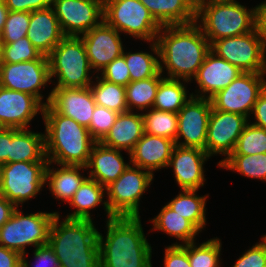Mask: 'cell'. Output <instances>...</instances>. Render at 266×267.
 <instances>
[{
	"label": "cell",
	"instance_id": "f546056e",
	"mask_svg": "<svg viewBox=\"0 0 266 267\" xmlns=\"http://www.w3.org/2000/svg\"><path fill=\"white\" fill-rule=\"evenodd\" d=\"M152 229L150 228L148 235L152 231H161L165 235L175 238L176 241L171 245H185L196 241L200 231L186 218L171 209L167 204L162 206L160 212L151 218ZM181 241V242H180Z\"/></svg>",
	"mask_w": 266,
	"mask_h": 267
},
{
	"label": "cell",
	"instance_id": "9c48e42d",
	"mask_svg": "<svg viewBox=\"0 0 266 267\" xmlns=\"http://www.w3.org/2000/svg\"><path fill=\"white\" fill-rule=\"evenodd\" d=\"M47 164L20 161L0 165V195L17 208H24V203L36 198L45 187Z\"/></svg>",
	"mask_w": 266,
	"mask_h": 267
},
{
	"label": "cell",
	"instance_id": "60d3db41",
	"mask_svg": "<svg viewBox=\"0 0 266 267\" xmlns=\"http://www.w3.org/2000/svg\"><path fill=\"white\" fill-rule=\"evenodd\" d=\"M30 22V12L9 11L1 41L3 44H9L27 36Z\"/></svg>",
	"mask_w": 266,
	"mask_h": 267
},
{
	"label": "cell",
	"instance_id": "3957f363",
	"mask_svg": "<svg viewBox=\"0 0 266 267\" xmlns=\"http://www.w3.org/2000/svg\"><path fill=\"white\" fill-rule=\"evenodd\" d=\"M42 121L48 162L86 167L96 143L89 130L56 112L49 104L43 108Z\"/></svg>",
	"mask_w": 266,
	"mask_h": 267
},
{
	"label": "cell",
	"instance_id": "d6a6232c",
	"mask_svg": "<svg viewBox=\"0 0 266 267\" xmlns=\"http://www.w3.org/2000/svg\"><path fill=\"white\" fill-rule=\"evenodd\" d=\"M190 82L185 80L164 78L158 86L153 109L178 113L192 97L187 89Z\"/></svg>",
	"mask_w": 266,
	"mask_h": 267
},
{
	"label": "cell",
	"instance_id": "277c9868",
	"mask_svg": "<svg viewBox=\"0 0 266 267\" xmlns=\"http://www.w3.org/2000/svg\"><path fill=\"white\" fill-rule=\"evenodd\" d=\"M61 217L55 215L48 239L60 267H100L95 221Z\"/></svg>",
	"mask_w": 266,
	"mask_h": 267
},
{
	"label": "cell",
	"instance_id": "d4e9b609",
	"mask_svg": "<svg viewBox=\"0 0 266 267\" xmlns=\"http://www.w3.org/2000/svg\"><path fill=\"white\" fill-rule=\"evenodd\" d=\"M84 171H87L84 166L59 165L48 162L45 186L54 199L68 204L82 183L89 177L85 176Z\"/></svg>",
	"mask_w": 266,
	"mask_h": 267
},
{
	"label": "cell",
	"instance_id": "83f0119b",
	"mask_svg": "<svg viewBox=\"0 0 266 267\" xmlns=\"http://www.w3.org/2000/svg\"><path fill=\"white\" fill-rule=\"evenodd\" d=\"M162 26L189 25L196 21L194 0H139Z\"/></svg>",
	"mask_w": 266,
	"mask_h": 267
},
{
	"label": "cell",
	"instance_id": "8fae6325",
	"mask_svg": "<svg viewBox=\"0 0 266 267\" xmlns=\"http://www.w3.org/2000/svg\"><path fill=\"white\" fill-rule=\"evenodd\" d=\"M50 84L49 61L45 55L32 61L0 65L1 87L30 94L43 106L49 104L51 99V90L47 97L42 94ZM44 97L46 99H43Z\"/></svg>",
	"mask_w": 266,
	"mask_h": 267
},
{
	"label": "cell",
	"instance_id": "2e32d148",
	"mask_svg": "<svg viewBox=\"0 0 266 267\" xmlns=\"http://www.w3.org/2000/svg\"><path fill=\"white\" fill-rule=\"evenodd\" d=\"M211 110L210 99L192 96L177 113L175 145L205 150Z\"/></svg>",
	"mask_w": 266,
	"mask_h": 267
},
{
	"label": "cell",
	"instance_id": "b9f144b4",
	"mask_svg": "<svg viewBox=\"0 0 266 267\" xmlns=\"http://www.w3.org/2000/svg\"><path fill=\"white\" fill-rule=\"evenodd\" d=\"M119 113L96 105L88 130L96 142H101L115 123Z\"/></svg>",
	"mask_w": 266,
	"mask_h": 267
},
{
	"label": "cell",
	"instance_id": "db71d44e",
	"mask_svg": "<svg viewBox=\"0 0 266 267\" xmlns=\"http://www.w3.org/2000/svg\"><path fill=\"white\" fill-rule=\"evenodd\" d=\"M9 14V10L3 0H0V37Z\"/></svg>",
	"mask_w": 266,
	"mask_h": 267
},
{
	"label": "cell",
	"instance_id": "9a60e30c",
	"mask_svg": "<svg viewBox=\"0 0 266 267\" xmlns=\"http://www.w3.org/2000/svg\"><path fill=\"white\" fill-rule=\"evenodd\" d=\"M65 36L79 37L103 21V0H52Z\"/></svg>",
	"mask_w": 266,
	"mask_h": 267
},
{
	"label": "cell",
	"instance_id": "f1b7e54d",
	"mask_svg": "<svg viewBox=\"0 0 266 267\" xmlns=\"http://www.w3.org/2000/svg\"><path fill=\"white\" fill-rule=\"evenodd\" d=\"M48 161L45 153V133L11 128L8 163Z\"/></svg>",
	"mask_w": 266,
	"mask_h": 267
},
{
	"label": "cell",
	"instance_id": "484cf974",
	"mask_svg": "<svg viewBox=\"0 0 266 267\" xmlns=\"http://www.w3.org/2000/svg\"><path fill=\"white\" fill-rule=\"evenodd\" d=\"M144 134V119L141 112L127 111L119 113L115 123L101 143L107 147L129 152Z\"/></svg>",
	"mask_w": 266,
	"mask_h": 267
},
{
	"label": "cell",
	"instance_id": "7402d4cb",
	"mask_svg": "<svg viewBox=\"0 0 266 267\" xmlns=\"http://www.w3.org/2000/svg\"><path fill=\"white\" fill-rule=\"evenodd\" d=\"M175 141L144 133L129 152L130 163L151 172L167 169Z\"/></svg>",
	"mask_w": 266,
	"mask_h": 267
},
{
	"label": "cell",
	"instance_id": "836d02e7",
	"mask_svg": "<svg viewBox=\"0 0 266 267\" xmlns=\"http://www.w3.org/2000/svg\"><path fill=\"white\" fill-rule=\"evenodd\" d=\"M159 72L156 76L130 82L126 87V105L128 111L144 112L153 107L159 83L164 79Z\"/></svg>",
	"mask_w": 266,
	"mask_h": 267
},
{
	"label": "cell",
	"instance_id": "8992f818",
	"mask_svg": "<svg viewBox=\"0 0 266 267\" xmlns=\"http://www.w3.org/2000/svg\"><path fill=\"white\" fill-rule=\"evenodd\" d=\"M47 57L54 87L85 88L93 83L96 73L80 37L65 36Z\"/></svg>",
	"mask_w": 266,
	"mask_h": 267
},
{
	"label": "cell",
	"instance_id": "ab89813d",
	"mask_svg": "<svg viewBox=\"0 0 266 267\" xmlns=\"http://www.w3.org/2000/svg\"><path fill=\"white\" fill-rule=\"evenodd\" d=\"M42 56L27 38L18 39L15 42L4 44L2 63H19L39 59Z\"/></svg>",
	"mask_w": 266,
	"mask_h": 267
},
{
	"label": "cell",
	"instance_id": "681fc988",
	"mask_svg": "<svg viewBox=\"0 0 266 267\" xmlns=\"http://www.w3.org/2000/svg\"><path fill=\"white\" fill-rule=\"evenodd\" d=\"M255 28L266 49V0L256 5Z\"/></svg>",
	"mask_w": 266,
	"mask_h": 267
},
{
	"label": "cell",
	"instance_id": "bcb514c9",
	"mask_svg": "<svg viewBox=\"0 0 266 267\" xmlns=\"http://www.w3.org/2000/svg\"><path fill=\"white\" fill-rule=\"evenodd\" d=\"M164 249V267H191L188 253L181 245H168Z\"/></svg>",
	"mask_w": 266,
	"mask_h": 267
},
{
	"label": "cell",
	"instance_id": "f5cc1de1",
	"mask_svg": "<svg viewBox=\"0 0 266 267\" xmlns=\"http://www.w3.org/2000/svg\"><path fill=\"white\" fill-rule=\"evenodd\" d=\"M16 209L12 202L0 195V227L9 220Z\"/></svg>",
	"mask_w": 266,
	"mask_h": 267
},
{
	"label": "cell",
	"instance_id": "f6af8a7d",
	"mask_svg": "<svg viewBox=\"0 0 266 267\" xmlns=\"http://www.w3.org/2000/svg\"><path fill=\"white\" fill-rule=\"evenodd\" d=\"M260 240L245 250L231 267H266V244Z\"/></svg>",
	"mask_w": 266,
	"mask_h": 267
},
{
	"label": "cell",
	"instance_id": "7a4b0ae2",
	"mask_svg": "<svg viewBox=\"0 0 266 267\" xmlns=\"http://www.w3.org/2000/svg\"><path fill=\"white\" fill-rule=\"evenodd\" d=\"M105 223L106 235L98 233L100 267L153 266L152 247L141 216H115Z\"/></svg>",
	"mask_w": 266,
	"mask_h": 267
},
{
	"label": "cell",
	"instance_id": "4316f807",
	"mask_svg": "<svg viewBox=\"0 0 266 267\" xmlns=\"http://www.w3.org/2000/svg\"><path fill=\"white\" fill-rule=\"evenodd\" d=\"M106 197V187L88 177L68 203L73 208L71 210L73 212L68 213L64 218L94 221L91 210H96L102 205L105 215H107L106 220L111 219L115 216L109 210Z\"/></svg>",
	"mask_w": 266,
	"mask_h": 267
},
{
	"label": "cell",
	"instance_id": "ffe728a7",
	"mask_svg": "<svg viewBox=\"0 0 266 267\" xmlns=\"http://www.w3.org/2000/svg\"><path fill=\"white\" fill-rule=\"evenodd\" d=\"M44 106L32 95L0 86V120L7 128H29Z\"/></svg>",
	"mask_w": 266,
	"mask_h": 267
},
{
	"label": "cell",
	"instance_id": "cb8c5ba5",
	"mask_svg": "<svg viewBox=\"0 0 266 267\" xmlns=\"http://www.w3.org/2000/svg\"><path fill=\"white\" fill-rule=\"evenodd\" d=\"M64 37L52 7L30 12L27 38L42 55L48 56Z\"/></svg>",
	"mask_w": 266,
	"mask_h": 267
},
{
	"label": "cell",
	"instance_id": "e0dca14e",
	"mask_svg": "<svg viewBox=\"0 0 266 267\" xmlns=\"http://www.w3.org/2000/svg\"><path fill=\"white\" fill-rule=\"evenodd\" d=\"M121 36V33L104 21L79 36L84 43L90 67L96 74L123 54L126 47Z\"/></svg>",
	"mask_w": 266,
	"mask_h": 267
},
{
	"label": "cell",
	"instance_id": "f907efd6",
	"mask_svg": "<svg viewBox=\"0 0 266 267\" xmlns=\"http://www.w3.org/2000/svg\"><path fill=\"white\" fill-rule=\"evenodd\" d=\"M0 267H21V255L0 245Z\"/></svg>",
	"mask_w": 266,
	"mask_h": 267
},
{
	"label": "cell",
	"instance_id": "ee69618b",
	"mask_svg": "<svg viewBox=\"0 0 266 267\" xmlns=\"http://www.w3.org/2000/svg\"><path fill=\"white\" fill-rule=\"evenodd\" d=\"M31 252L33 253L34 263L29 262L28 255L30 254L26 252L21 255V267H60L58 258L49 244L38 246Z\"/></svg>",
	"mask_w": 266,
	"mask_h": 267
},
{
	"label": "cell",
	"instance_id": "d6986e66",
	"mask_svg": "<svg viewBox=\"0 0 266 267\" xmlns=\"http://www.w3.org/2000/svg\"><path fill=\"white\" fill-rule=\"evenodd\" d=\"M238 67L218 57L211 50L205 56L203 64L192 79L197 87L192 96L210 99L217 92L226 88L235 78L242 74ZM198 88V89H197Z\"/></svg>",
	"mask_w": 266,
	"mask_h": 267
},
{
	"label": "cell",
	"instance_id": "4dcf8cb0",
	"mask_svg": "<svg viewBox=\"0 0 266 267\" xmlns=\"http://www.w3.org/2000/svg\"><path fill=\"white\" fill-rule=\"evenodd\" d=\"M198 190H181L166 204L182 217L188 219L201 233L207 225L206 203L209 194L199 195Z\"/></svg>",
	"mask_w": 266,
	"mask_h": 267
},
{
	"label": "cell",
	"instance_id": "e575fe53",
	"mask_svg": "<svg viewBox=\"0 0 266 267\" xmlns=\"http://www.w3.org/2000/svg\"><path fill=\"white\" fill-rule=\"evenodd\" d=\"M90 85L96 105L103 106L117 113L128 111L126 105V89L124 86L107 82L96 74Z\"/></svg>",
	"mask_w": 266,
	"mask_h": 267
},
{
	"label": "cell",
	"instance_id": "f35d334b",
	"mask_svg": "<svg viewBox=\"0 0 266 267\" xmlns=\"http://www.w3.org/2000/svg\"><path fill=\"white\" fill-rule=\"evenodd\" d=\"M266 153V130L248 123L238 138L231 155Z\"/></svg>",
	"mask_w": 266,
	"mask_h": 267
},
{
	"label": "cell",
	"instance_id": "5bb4252c",
	"mask_svg": "<svg viewBox=\"0 0 266 267\" xmlns=\"http://www.w3.org/2000/svg\"><path fill=\"white\" fill-rule=\"evenodd\" d=\"M249 123L243 115L231 112L211 110L207 129L205 151L210 157L224 156L217 166L234 151L238 138Z\"/></svg>",
	"mask_w": 266,
	"mask_h": 267
},
{
	"label": "cell",
	"instance_id": "7dc6e473",
	"mask_svg": "<svg viewBox=\"0 0 266 267\" xmlns=\"http://www.w3.org/2000/svg\"><path fill=\"white\" fill-rule=\"evenodd\" d=\"M9 11L32 12L51 7L52 0H3Z\"/></svg>",
	"mask_w": 266,
	"mask_h": 267
},
{
	"label": "cell",
	"instance_id": "7c38bea8",
	"mask_svg": "<svg viewBox=\"0 0 266 267\" xmlns=\"http://www.w3.org/2000/svg\"><path fill=\"white\" fill-rule=\"evenodd\" d=\"M210 50L243 72L266 73V49L256 28L244 35L216 40Z\"/></svg>",
	"mask_w": 266,
	"mask_h": 267
},
{
	"label": "cell",
	"instance_id": "74e56055",
	"mask_svg": "<svg viewBox=\"0 0 266 267\" xmlns=\"http://www.w3.org/2000/svg\"><path fill=\"white\" fill-rule=\"evenodd\" d=\"M144 119V133L170 138L176 141L178 133L177 113L149 109L142 112Z\"/></svg>",
	"mask_w": 266,
	"mask_h": 267
},
{
	"label": "cell",
	"instance_id": "ba28073f",
	"mask_svg": "<svg viewBox=\"0 0 266 267\" xmlns=\"http://www.w3.org/2000/svg\"><path fill=\"white\" fill-rule=\"evenodd\" d=\"M103 21L130 38L155 41L161 26L139 0H103Z\"/></svg>",
	"mask_w": 266,
	"mask_h": 267
},
{
	"label": "cell",
	"instance_id": "1f68e13d",
	"mask_svg": "<svg viewBox=\"0 0 266 267\" xmlns=\"http://www.w3.org/2000/svg\"><path fill=\"white\" fill-rule=\"evenodd\" d=\"M150 43L151 51L133 52L127 48L123 51V56L130 73V81L144 80L156 76L160 72L159 48L156 40Z\"/></svg>",
	"mask_w": 266,
	"mask_h": 267
},
{
	"label": "cell",
	"instance_id": "30bf717a",
	"mask_svg": "<svg viewBox=\"0 0 266 267\" xmlns=\"http://www.w3.org/2000/svg\"><path fill=\"white\" fill-rule=\"evenodd\" d=\"M154 176L151 172L130 164L106 187L110 212L114 216L139 217L141 198L153 184Z\"/></svg>",
	"mask_w": 266,
	"mask_h": 267
},
{
	"label": "cell",
	"instance_id": "11a10c76",
	"mask_svg": "<svg viewBox=\"0 0 266 267\" xmlns=\"http://www.w3.org/2000/svg\"><path fill=\"white\" fill-rule=\"evenodd\" d=\"M213 1H230V0H194L196 7L202 3H208Z\"/></svg>",
	"mask_w": 266,
	"mask_h": 267
},
{
	"label": "cell",
	"instance_id": "4fadbf2b",
	"mask_svg": "<svg viewBox=\"0 0 266 267\" xmlns=\"http://www.w3.org/2000/svg\"><path fill=\"white\" fill-rule=\"evenodd\" d=\"M265 76L266 73L243 72L210 98L212 108L249 118L260 93L266 87Z\"/></svg>",
	"mask_w": 266,
	"mask_h": 267
},
{
	"label": "cell",
	"instance_id": "816d5d0a",
	"mask_svg": "<svg viewBox=\"0 0 266 267\" xmlns=\"http://www.w3.org/2000/svg\"><path fill=\"white\" fill-rule=\"evenodd\" d=\"M11 128L5 129L0 133V165L8 163L10 154Z\"/></svg>",
	"mask_w": 266,
	"mask_h": 267
},
{
	"label": "cell",
	"instance_id": "c3c4849f",
	"mask_svg": "<svg viewBox=\"0 0 266 267\" xmlns=\"http://www.w3.org/2000/svg\"><path fill=\"white\" fill-rule=\"evenodd\" d=\"M248 119L249 123L266 130V87L260 93Z\"/></svg>",
	"mask_w": 266,
	"mask_h": 267
},
{
	"label": "cell",
	"instance_id": "ac0fdd59",
	"mask_svg": "<svg viewBox=\"0 0 266 267\" xmlns=\"http://www.w3.org/2000/svg\"><path fill=\"white\" fill-rule=\"evenodd\" d=\"M211 157L205 150L175 145L168 168H173V177L180 190H200L206 181V162Z\"/></svg>",
	"mask_w": 266,
	"mask_h": 267
},
{
	"label": "cell",
	"instance_id": "7bdbcfd3",
	"mask_svg": "<svg viewBox=\"0 0 266 267\" xmlns=\"http://www.w3.org/2000/svg\"><path fill=\"white\" fill-rule=\"evenodd\" d=\"M98 75L107 82L124 87L131 82L129 69L123 55L114 59L110 64L104 67Z\"/></svg>",
	"mask_w": 266,
	"mask_h": 267
},
{
	"label": "cell",
	"instance_id": "9f6ffc18",
	"mask_svg": "<svg viewBox=\"0 0 266 267\" xmlns=\"http://www.w3.org/2000/svg\"><path fill=\"white\" fill-rule=\"evenodd\" d=\"M3 42L1 41L0 38V65L2 64V52H3Z\"/></svg>",
	"mask_w": 266,
	"mask_h": 267
},
{
	"label": "cell",
	"instance_id": "5b68a950",
	"mask_svg": "<svg viewBox=\"0 0 266 267\" xmlns=\"http://www.w3.org/2000/svg\"><path fill=\"white\" fill-rule=\"evenodd\" d=\"M256 6L248 8L238 0L213 1L196 7L195 23L210 45L221 38L244 35L255 29Z\"/></svg>",
	"mask_w": 266,
	"mask_h": 267
},
{
	"label": "cell",
	"instance_id": "603a6c76",
	"mask_svg": "<svg viewBox=\"0 0 266 267\" xmlns=\"http://www.w3.org/2000/svg\"><path fill=\"white\" fill-rule=\"evenodd\" d=\"M122 151L96 142L86 166L89 178L104 187L115 181L131 164L130 161L124 160Z\"/></svg>",
	"mask_w": 266,
	"mask_h": 267
},
{
	"label": "cell",
	"instance_id": "6f0895ef",
	"mask_svg": "<svg viewBox=\"0 0 266 267\" xmlns=\"http://www.w3.org/2000/svg\"><path fill=\"white\" fill-rule=\"evenodd\" d=\"M5 129H7V127L0 120V133H2Z\"/></svg>",
	"mask_w": 266,
	"mask_h": 267
},
{
	"label": "cell",
	"instance_id": "52a82bcc",
	"mask_svg": "<svg viewBox=\"0 0 266 267\" xmlns=\"http://www.w3.org/2000/svg\"><path fill=\"white\" fill-rule=\"evenodd\" d=\"M58 212L37 211L25 214L22 208H17L0 227V245L23 255L29 246L36 248L48 244L50 228Z\"/></svg>",
	"mask_w": 266,
	"mask_h": 267
},
{
	"label": "cell",
	"instance_id": "8d00e7d4",
	"mask_svg": "<svg viewBox=\"0 0 266 267\" xmlns=\"http://www.w3.org/2000/svg\"><path fill=\"white\" fill-rule=\"evenodd\" d=\"M188 253L191 267H222V242L218 237L199 244L196 241L181 245Z\"/></svg>",
	"mask_w": 266,
	"mask_h": 267
},
{
	"label": "cell",
	"instance_id": "6da1fadb",
	"mask_svg": "<svg viewBox=\"0 0 266 267\" xmlns=\"http://www.w3.org/2000/svg\"><path fill=\"white\" fill-rule=\"evenodd\" d=\"M156 42L160 72L169 79L191 82L210 51V43L196 23L162 26Z\"/></svg>",
	"mask_w": 266,
	"mask_h": 267
},
{
	"label": "cell",
	"instance_id": "680465c9",
	"mask_svg": "<svg viewBox=\"0 0 266 267\" xmlns=\"http://www.w3.org/2000/svg\"><path fill=\"white\" fill-rule=\"evenodd\" d=\"M261 239H262V241L266 244V234L261 235Z\"/></svg>",
	"mask_w": 266,
	"mask_h": 267
},
{
	"label": "cell",
	"instance_id": "44dd1931",
	"mask_svg": "<svg viewBox=\"0 0 266 267\" xmlns=\"http://www.w3.org/2000/svg\"><path fill=\"white\" fill-rule=\"evenodd\" d=\"M49 105L61 115L75 120L88 129L96 106L90 87L51 89Z\"/></svg>",
	"mask_w": 266,
	"mask_h": 267
},
{
	"label": "cell",
	"instance_id": "d590c367",
	"mask_svg": "<svg viewBox=\"0 0 266 267\" xmlns=\"http://www.w3.org/2000/svg\"><path fill=\"white\" fill-rule=\"evenodd\" d=\"M222 170L266 182V153L254 155H230L219 166Z\"/></svg>",
	"mask_w": 266,
	"mask_h": 267
}]
</instances>
